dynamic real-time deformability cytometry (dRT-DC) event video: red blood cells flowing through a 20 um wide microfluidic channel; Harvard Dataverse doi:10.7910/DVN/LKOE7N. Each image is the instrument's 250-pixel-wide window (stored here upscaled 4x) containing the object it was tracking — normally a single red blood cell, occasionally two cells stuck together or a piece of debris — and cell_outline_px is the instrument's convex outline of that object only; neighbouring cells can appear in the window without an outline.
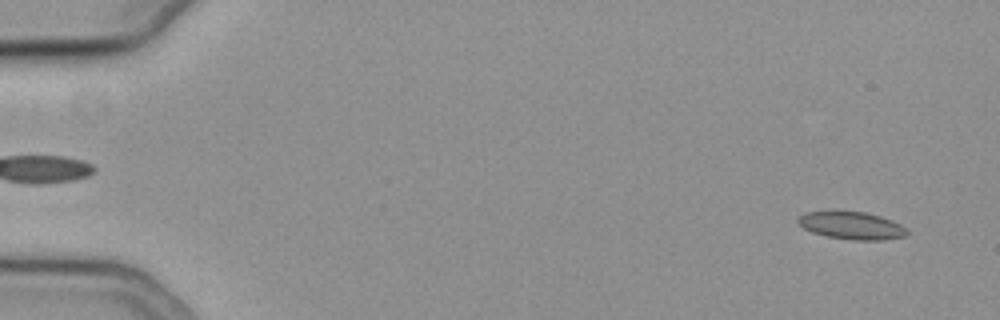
{"species": "common noctule bat (a hibernating species)", "species_latin": "Nyctalus noctula", "temperature_condition": "cold", "stored_images_in_passage": 56, "camera_frame_rate_fps": 3000, "um_per_image_px": 0.085, "animal": {"sex": "female", "body_mass_g": 19.3, "forearm_length_mm": 54.1}, "frame": {"image": 1, "passage_image": 3, "time_ms": 0.667, "image_size_px": [1000, 320], "cell_outline_px": [[908, 232], [904, 236], [884, 240], [852, 240], [828, 236], [812, 232], [804, 228], [796, 220], [804, 212], [864, 212], [880, 216], [892, 220], [900, 224]], "centroid_in_image_um": [72.39, 19.18], "position_along_channel_um": 12.6, "area_um2": 17.17}}
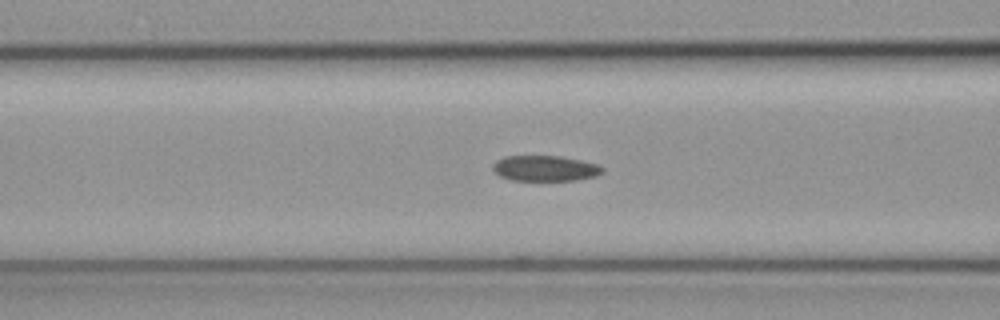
{"frame": {"image": 2, "passage_image": 23, "time_ms": 7.333, "image_size_px": [1000, 320], "cell_outline_px": [[604, 172], [596, 176], [576, 180], [512, 180], [500, 176], [492, 168], [492, 164], [496, 160], [504, 156], [560, 156], [580, 160], [596, 164], [604, 168]], "centroid_in_image_um": [46.32, 14.3], "position_along_channel_um": 120.3, "area_um2": 16.3}}
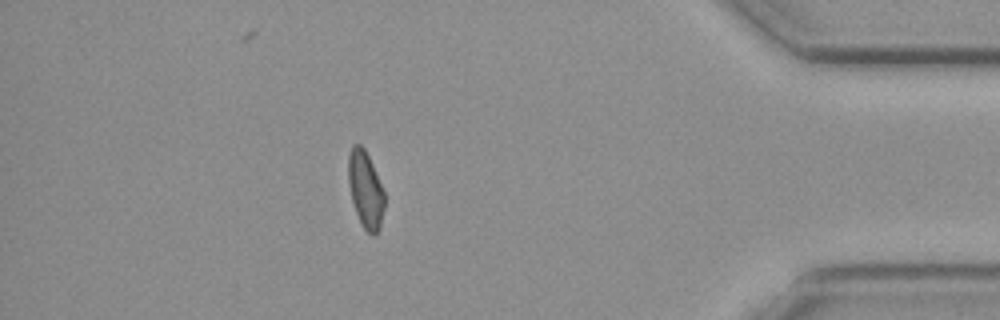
{"frame": {"image": 3, "passage_image": 49, "time_ms": 16.0, "image_size_px": [1000, 320], "cell_outline_px": [[384, 208], [380, 228], [372, 236], [364, 228], [356, 212], [352, 200], [348, 184], [348, 152], [352, 144], [360, 144], [364, 148], [372, 164], [384, 192]], "centroid_in_image_um": [31.05, 16.08], "position_along_channel_um": 404.2, "area_um2": 16.07}, "authors_computed_cell_mechanics": {"area_um2": 17.1666, "velocity_mm_per_s": 3.7685, "shape_relaxation_time_tau1_ms": 10.6312, "shape_relaxation_time_tau2_ms": 4.3897, "deformation_change_tau1": 0.1858, "deformation_change_tau2": 0.102}}